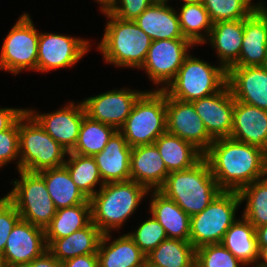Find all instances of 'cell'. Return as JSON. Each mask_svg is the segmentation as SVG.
<instances>
[{
    "label": "cell",
    "mask_w": 267,
    "mask_h": 267,
    "mask_svg": "<svg viewBox=\"0 0 267 267\" xmlns=\"http://www.w3.org/2000/svg\"><path fill=\"white\" fill-rule=\"evenodd\" d=\"M258 248H259V257L256 267H267V246Z\"/></svg>",
    "instance_id": "47"
},
{
    "label": "cell",
    "mask_w": 267,
    "mask_h": 267,
    "mask_svg": "<svg viewBox=\"0 0 267 267\" xmlns=\"http://www.w3.org/2000/svg\"><path fill=\"white\" fill-rule=\"evenodd\" d=\"M21 219L16 207L5 197L0 198V255H3L7 238Z\"/></svg>",
    "instance_id": "41"
},
{
    "label": "cell",
    "mask_w": 267,
    "mask_h": 267,
    "mask_svg": "<svg viewBox=\"0 0 267 267\" xmlns=\"http://www.w3.org/2000/svg\"><path fill=\"white\" fill-rule=\"evenodd\" d=\"M244 37V19L222 21L212 24L211 32L203 44L217 52L220 65L228 71L239 59Z\"/></svg>",
    "instance_id": "23"
},
{
    "label": "cell",
    "mask_w": 267,
    "mask_h": 267,
    "mask_svg": "<svg viewBox=\"0 0 267 267\" xmlns=\"http://www.w3.org/2000/svg\"><path fill=\"white\" fill-rule=\"evenodd\" d=\"M240 204L238 191L222 190L202 212L191 216L189 241L194 248L221 243L226 231L237 220Z\"/></svg>",
    "instance_id": "8"
},
{
    "label": "cell",
    "mask_w": 267,
    "mask_h": 267,
    "mask_svg": "<svg viewBox=\"0 0 267 267\" xmlns=\"http://www.w3.org/2000/svg\"><path fill=\"white\" fill-rule=\"evenodd\" d=\"M253 0H202L212 23L247 18L256 8Z\"/></svg>",
    "instance_id": "37"
},
{
    "label": "cell",
    "mask_w": 267,
    "mask_h": 267,
    "mask_svg": "<svg viewBox=\"0 0 267 267\" xmlns=\"http://www.w3.org/2000/svg\"><path fill=\"white\" fill-rule=\"evenodd\" d=\"M0 70L14 75L24 70L37 71L39 32L28 13H23L3 38Z\"/></svg>",
    "instance_id": "10"
},
{
    "label": "cell",
    "mask_w": 267,
    "mask_h": 267,
    "mask_svg": "<svg viewBox=\"0 0 267 267\" xmlns=\"http://www.w3.org/2000/svg\"><path fill=\"white\" fill-rule=\"evenodd\" d=\"M134 22L152 41L184 38L176 9L166 3H152Z\"/></svg>",
    "instance_id": "25"
},
{
    "label": "cell",
    "mask_w": 267,
    "mask_h": 267,
    "mask_svg": "<svg viewBox=\"0 0 267 267\" xmlns=\"http://www.w3.org/2000/svg\"><path fill=\"white\" fill-rule=\"evenodd\" d=\"M240 201H246L242 216L255 228L267 224V175L244 186L239 191Z\"/></svg>",
    "instance_id": "36"
},
{
    "label": "cell",
    "mask_w": 267,
    "mask_h": 267,
    "mask_svg": "<svg viewBox=\"0 0 267 267\" xmlns=\"http://www.w3.org/2000/svg\"><path fill=\"white\" fill-rule=\"evenodd\" d=\"M128 235L145 255L168 238L162 225L153 216L143 221L133 232H128Z\"/></svg>",
    "instance_id": "38"
},
{
    "label": "cell",
    "mask_w": 267,
    "mask_h": 267,
    "mask_svg": "<svg viewBox=\"0 0 267 267\" xmlns=\"http://www.w3.org/2000/svg\"><path fill=\"white\" fill-rule=\"evenodd\" d=\"M196 261L202 267H244L245 265L221 243L197 248Z\"/></svg>",
    "instance_id": "39"
},
{
    "label": "cell",
    "mask_w": 267,
    "mask_h": 267,
    "mask_svg": "<svg viewBox=\"0 0 267 267\" xmlns=\"http://www.w3.org/2000/svg\"><path fill=\"white\" fill-rule=\"evenodd\" d=\"M25 111L22 108H0V132L9 129Z\"/></svg>",
    "instance_id": "43"
},
{
    "label": "cell",
    "mask_w": 267,
    "mask_h": 267,
    "mask_svg": "<svg viewBox=\"0 0 267 267\" xmlns=\"http://www.w3.org/2000/svg\"><path fill=\"white\" fill-rule=\"evenodd\" d=\"M119 131L130 147L153 144L167 131L166 92L145 91Z\"/></svg>",
    "instance_id": "6"
},
{
    "label": "cell",
    "mask_w": 267,
    "mask_h": 267,
    "mask_svg": "<svg viewBox=\"0 0 267 267\" xmlns=\"http://www.w3.org/2000/svg\"><path fill=\"white\" fill-rule=\"evenodd\" d=\"M168 175L169 172L154 143L132 147L130 180L145 186L148 190H159Z\"/></svg>",
    "instance_id": "20"
},
{
    "label": "cell",
    "mask_w": 267,
    "mask_h": 267,
    "mask_svg": "<svg viewBox=\"0 0 267 267\" xmlns=\"http://www.w3.org/2000/svg\"><path fill=\"white\" fill-rule=\"evenodd\" d=\"M184 3L202 2V0H182Z\"/></svg>",
    "instance_id": "51"
},
{
    "label": "cell",
    "mask_w": 267,
    "mask_h": 267,
    "mask_svg": "<svg viewBox=\"0 0 267 267\" xmlns=\"http://www.w3.org/2000/svg\"><path fill=\"white\" fill-rule=\"evenodd\" d=\"M61 267H99L97 254L76 256L61 262Z\"/></svg>",
    "instance_id": "44"
},
{
    "label": "cell",
    "mask_w": 267,
    "mask_h": 267,
    "mask_svg": "<svg viewBox=\"0 0 267 267\" xmlns=\"http://www.w3.org/2000/svg\"><path fill=\"white\" fill-rule=\"evenodd\" d=\"M192 104L213 139L230 137L235 100L228 84L219 92L192 101Z\"/></svg>",
    "instance_id": "17"
},
{
    "label": "cell",
    "mask_w": 267,
    "mask_h": 267,
    "mask_svg": "<svg viewBox=\"0 0 267 267\" xmlns=\"http://www.w3.org/2000/svg\"><path fill=\"white\" fill-rule=\"evenodd\" d=\"M227 84L234 100L267 111V70L263 66L231 67Z\"/></svg>",
    "instance_id": "18"
},
{
    "label": "cell",
    "mask_w": 267,
    "mask_h": 267,
    "mask_svg": "<svg viewBox=\"0 0 267 267\" xmlns=\"http://www.w3.org/2000/svg\"><path fill=\"white\" fill-rule=\"evenodd\" d=\"M267 55V24L254 10L244 19V37L238 61L232 67L263 66Z\"/></svg>",
    "instance_id": "26"
},
{
    "label": "cell",
    "mask_w": 267,
    "mask_h": 267,
    "mask_svg": "<svg viewBox=\"0 0 267 267\" xmlns=\"http://www.w3.org/2000/svg\"><path fill=\"white\" fill-rule=\"evenodd\" d=\"M14 160H17L19 171V119L9 129L0 132V168Z\"/></svg>",
    "instance_id": "40"
},
{
    "label": "cell",
    "mask_w": 267,
    "mask_h": 267,
    "mask_svg": "<svg viewBox=\"0 0 267 267\" xmlns=\"http://www.w3.org/2000/svg\"><path fill=\"white\" fill-rule=\"evenodd\" d=\"M204 158L225 191H239L267 175V153L230 137L214 139Z\"/></svg>",
    "instance_id": "1"
},
{
    "label": "cell",
    "mask_w": 267,
    "mask_h": 267,
    "mask_svg": "<svg viewBox=\"0 0 267 267\" xmlns=\"http://www.w3.org/2000/svg\"><path fill=\"white\" fill-rule=\"evenodd\" d=\"M112 233L103 234L97 257L99 267H144L146 255L127 234L112 240ZM112 240L111 242H109Z\"/></svg>",
    "instance_id": "22"
},
{
    "label": "cell",
    "mask_w": 267,
    "mask_h": 267,
    "mask_svg": "<svg viewBox=\"0 0 267 267\" xmlns=\"http://www.w3.org/2000/svg\"><path fill=\"white\" fill-rule=\"evenodd\" d=\"M230 138L267 153V111L235 100Z\"/></svg>",
    "instance_id": "19"
},
{
    "label": "cell",
    "mask_w": 267,
    "mask_h": 267,
    "mask_svg": "<svg viewBox=\"0 0 267 267\" xmlns=\"http://www.w3.org/2000/svg\"><path fill=\"white\" fill-rule=\"evenodd\" d=\"M146 195L149 190L133 180L106 183L89 199L91 220L103 234L118 230Z\"/></svg>",
    "instance_id": "3"
},
{
    "label": "cell",
    "mask_w": 267,
    "mask_h": 267,
    "mask_svg": "<svg viewBox=\"0 0 267 267\" xmlns=\"http://www.w3.org/2000/svg\"><path fill=\"white\" fill-rule=\"evenodd\" d=\"M116 131L117 129L111 125L91 120L85 116L75 147L70 153L93 157L104 149Z\"/></svg>",
    "instance_id": "34"
},
{
    "label": "cell",
    "mask_w": 267,
    "mask_h": 267,
    "mask_svg": "<svg viewBox=\"0 0 267 267\" xmlns=\"http://www.w3.org/2000/svg\"><path fill=\"white\" fill-rule=\"evenodd\" d=\"M90 202L58 209L51 223L45 228L46 243L69 236L91 222Z\"/></svg>",
    "instance_id": "32"
},
{
    "label": "cell",
    "mask_w": 267,
    "mask_h": 267,
    "mask_svg": "<svg viewBox=\"0 0 267 267\" xmlns=\"http://www.w3.org/2000/svg\"><path fill=\"white\" fill-rule=\"evenodd\" d=\"M16 267H61V262L47 249L32 262L21 264Z\"/></svg>",
    "instance_id": "45"
},
{
    "label": "cell",
    "mask_w": 267,
    "mask_h": 267,
    "mask_svg": "<svg viewBox=\"0 0 267 267\" xmlns=\"http://www.w3.org/2000/svg\"><path fill=\"white\" fill-rule=\"evenodd\" d=\"M258 247L267 246V224L256 228Z\"/></svg>",
    "instance_id": "46"
},
{
    "label": "cell",
    "mask_w": 267,
    "mask_h": 267,
    "mask_svg": "<svg viewBox=\"0 0 267 267\" xmlns=\"http://www.w3.org/2000/svg\"><path fill=\"white\" fill-rule=\"evenodd\" d=\"M149 193H152L149 212L162 225L167 237L189 241L190 216L159 190H149Z\"/></svg>",
    "instance_id": "24"
},
{
    "label": "cell",
    "mask_w": 267,
    "mask_h": 267,
    "mask_svg": "<svg viewBox=\"0 0 267 267\" xmlns=\"http://www.w3.org/2000/svg\"><path fill=\"white\" fill-rule=\"evenodd\" d=\"M68 159L64 163L72 181L79 190L90 199L98 191L95 190L96 185H100V189L104 186V182L99 173L97 163L93 157L82 156L76 153L67 154Z\"/></svg>",
    "instance_id": "35"
},
{
    "label": "cell",
    "mask_w": 267,
    "mask_h": 267,
    "mask_svg": "<svg viewBox=\"0 0 267 267\" xmlns=\"http://www.w3.org/2000/svg\"><path fill=\"white\" fill-rule=\"evenodd\" d=\"M131 150L123 134L117 130L104 149L93 156L104 184L130 180Z\"/></svg>",
    "instance_id": "21"
},
{
    "label": "cell",
    "mask_w": 267,
    "mask_h": 267,
    "mask_svg": "<svg viewBox=\"0 0 267 267\" xmlns=\"http://www.w3.org/2000/svg\"><path fill=\"white\" fill-rule=\"evenodd\" d=\"M193 46L195 47L187 38L162 39L151 42L146 60L140 69L147 72L148 78L155 86L162 85L155 90H165L174 80L185 58L190 54L188 51Z\"/></svg>",
    "instance_id": "11"
},
{
    "label": "cell",
    "mask_w": 267,
    "mask_h": 267,
    "mask_svg": "<svg viewBox=\"0 0 267 267\" xmlns=\"http://www.w3.org/2000/svg\"><path fill=\"white\" fill-rule=\"evenodd\" d=\"M152 3L151 0H113L106 11L120 19L134 21Z\"/></svg>",
    "instance_id": "42"
},
{
    "label": "cell",
    "mask_w": 267,
    "mask_h": 267,
    "mask_svg": "<svg viewBox=\"0 0 267 267\" xmlns=\"http://www.w3.org/2000/svg\"><path fill=\"white\" fill-rule=\"evenodd\" d=\"M190 267H202L197 261H195Z\"/></svg>",
    "instance_id": "53"
},
{
    "label": "cell",
    "mask_w": 267,
    "mask_h": 267,
    "mask_svg": "<svg viewBox=\"0 0 267 267\" xmlns=\"http://www.w3.org/2000/svg\"><path fill=\"white\" fill-rule=\"evenodd\" d=\"M67 152H70L78 139L83 118L86 116L82 103L71 101L66 106L50 113H38L35 109H26Z\"/></svg>",
    "instance_id": "16"
},
{
    "label": "cell",
    "mask_w": 267,
    "mask_h": 267,
    "mask_svg": "<svg viewBox=\"0 0 267 267\" xmlns=\"http://www.w3.org/2000/svg\"><path fill=\"white\" fill-rule=\"evenodd\" d=\"M260 3H256V8L255 10L264 18L266 24H267V7L264 6V4L259 1Z\"/></svg>",
    "instance_id": "48"
},
{
    "label": "cell",
    "mask_w": 267,
    "mask_h": 267,
    "mask_svg": "<svg viewBox=\"0 0 267 267\" xmlns=\"http://www.w3.org/2000/svg\"><path fill=\"white\" fill-rule=\"evenodd\" d=\"M101 13L109 20L97 46L105 62L139 70L146 60L151 38L134 21L120 19L106 10Z\"/></svg>",
    "instance_id": "2"
},
{
    "label": "cell",
    "mask_w": 267,
    "mask_h": 267,
    "mask_svg": "<svg viewBox=\"0 0 267 267\" xmlns=\"http://www.w3.org/2000/svg\"><path fill=\"white\" fill-rule=\"evenodd\" d=\"M67 154L27 110L20 116V170L40 172L63 166Z\"/></svg>",
    "instance_id": "5"
},
{
    "label": "cell",
    "mask_w": 267,
    "mask_h": 267,
    "mask_svg": "<svg viewBox=\"0 0 267 267\" xmlns=\"http://www.w3.org/2000/svg\"><path fill=\"white\" fill-rule=\"evenodd\" d=\"M0 267H6L3 261V257L0 255Z\"/></svg>",
    "instance_id": "52"
},
{
    "label": "cell",
    "mask_w": 267,
    "mask_h": 267,
    "mask_svg": "<svg viewBox=\"0 0 267 267\" xmlns=\"http://www.w3.org/2000/svg\"><path fill=\"white\" fill-rule=\"evenodd\" d=\"M145 91L122 88L100 93L82 101L86 116L104 124L111 125L119 130L138 98Z\"/></svg>",
    "instance_id": "13"
},
{
    "label": "cell",
    "mask_w": 267,
    "mask_h": 267,
    "mask_svg": "<svg viewBox=\"0 0 267 267\" xmlns=\"http://www.w3.org/2000/svg\"><path fill=\"white\" fill-rule=\"evenodd\" d=\"M263 67L267 70V55H266V59H265V62L263 64Z\"/></svg>",
    "instance_id": "54"
},
{
    "label": "cell",
    "mask_w": 267,
    "mask_h": 267,
    "mask_svg": "<svg viewBox=\"0 0 267 267\" xmlns=\"http://www.w3.org/2000/svg\"><path fill=\"white\" fill-rule=\"evenodd\" d=\"M38 173L44 178L47 191L57 210L90 202L72 181L64 165L57 168L45 169Z\"/></svg>",
    "instance_id": "30"
},
{
    "label": "cell",
    "mask_w": 267,
    "mask_h": 267,
    "mask_svg": "<svg viewBox=\"0 0 267 267\" xmlns=\"http://www.w3.org/2000/svg\"><path fill=\"white\" fill-rule=\"evenodd\" d=\"M227 84V71L219 64L188 55L174 80L164 90L170 97L192 102L219 92Z\"/></svg>",
    "instance_id": "7"
},
{
    "label": "cell",
    "mask_w": 267,
    "mask_h": 267,
    "mask_svg": "<svg viewBox=\"0 0 267 267\" xmlns=\"http://www.w3.org/2000/svg\"><path fill=\"white\" fill-rule=\"evenodd\" d=\"M196 261V249L190 241L167 238L146 255L147 267H190Z\"/></svg>",
    "instance_id": "31"
},
{
    "label": "cell",
    "mask_w": 267,
    "mask_h": 267,
    "mask_svg": "<svg viewBox=\"0 0 267 267\" xmlns=\"http://www.w3.org/2000/svg\"><path fill=\"white\" fill-rule=\"evenodd\" d=\"M226 231L221 244L245 266L255 264L259 257L256 228L243 216Z\"/></svg>",
    "instance_id": "29"
},
{
    "label": "cell",
    "mask_w": 267,
    "mask_h": 267,
    "mask_svg": "<svg viewBox=\"0 0 267 267\" xmlns=\"http://www.w3.org/2000/svg\"><path fill=\"white\" fill-rule=\"evenodd\" d=\"M48 249L45 229L20 219L7 238L3 251L6 267L32 262Z\"/></svg>",
    "instance_id": "15"
},
{
    "label": "cell",
    "mask_w": 267,
    "mask_h": 267,
    "mask_svg": "<svg viewBox=\"0 0 267 267\" xmlns=\"http://www.w3.org/2000/svg\"><path fill=\"white\" fill-rule=\"evenodd\" d=\"M166 119L167 132L191 143L203 154L214 141L192 102L174 99L166 93Z\"/></svg>",
    "instance_id": "14"
},
{
    "label": "cell",
    "mask_w": 267,
    "mask_h": 267,
    "mask_svg": "<svg viewBox=\"0 0 267 267\" xmlns=\"http://www.w3.org/2000/svg\"><path fill=\"white\" fill-rule=\"evenodd\" d=\"M154 144L169 173L191 168L204 157L194 145L167 131Z\"/></svg>",
    "instance_id": "28"
},
{
    "label": "cell",
    "mask_w": 267,
    "mask_h": 267,
    "mask_svg": "<svg viewBox=\"0 0 267 267\" xmlns=\"http://www.w3.org/2000/svg\"><path fill=\"white\" fill-rule=\"evenodd\" d=\"M153 3H166L169 1V0H151Z\"/></svg>",
    "instance_id": "50"
},
{
    "label": "cell",
    "mask_w": 267,
    "mask_h": 267,
    "mask_svg": "<svg viewBox=\"0 0 267 267\" xmlns=\"http://www.w3.org/2000/svg\"><path fill=\"white\" fill-rule=\"evenodd\" d=\"M103 233L91 221L86 227L79 229L69 236L54 239L48 250L59 262L80 255L97 254Z\"/></svg>",
    "instance_id": "27"
},
{
    "label": "cell",
    "mask_w": 267,
    "mask_h": 267,
    "mask_svg": "<svg viewBox=\"0 0 267 267\" xmlns=\"http://www.w3.org/2000/svg\"><path fill=\"white\" fill-rule=\"evenodd\" d=\"M159 191L191 217L202 212L222 189L203 157L191 168L169 173Z\"/></svg>",
    "instance_id": "4"
},
{
    "label": "cell",
    "mask_w": 267,
    "mask_h": 267,
    "mask_svg": "<svg viewBox=\"0 0 267 267\" xmlns=\"http://www.w3.org/2000/svg\"><path fill=\"white\" fill-rule=\"evenodd\" d=\"M177 13L181 32L184 38L194 45L203 44L209 36L212 21L205 6L201 2L183 3ZM204 31V34H202ZM207 36V37H206Z\"/></svg>",
    "instance_id": "33"
},
{
    "label": "cell",
    "mask_w": 267,
    "mask_h": 267,
    "mask_svg": "<svg viewBox=\"0 0 267 267\" xmlns=\"http://www.w3.org/2000/svg\"><path fill=\"white\" fill-rule=\"evenodd\" d=\"M95 1L98 2V4H100V10L104 11L109 8L113 0H95Z\"/></svg>",
    "instance_id": "49"
},
{
    "label": "cell",
    "mask_w": 267,
    "mask_h": 267,
    "mask_svg": "<svg viewBox=\"0 0 267 267\" xmlns=\"http://www.w3.org/2000/svg\"><path fill=\"white\" fill-rule=\"evenodd\" d=\"M20 179L5 197L16 207L22 220L45 229L57 211L47 191L44 178L38 172L19 170Z\"/></svg>",
    "instance_id": "9"
},
{
    "label": "cell",
    "mask_w": 267,
    "mask_h": 267,
    "mask_svg": "<svg viewBox=\"0 0 267 267\" xmlns=\"http://www.w3.org/2000/svg\"><path fill=\"white\" fill-rule=\"evenodd\" d=\"M90 41L63 34L39 32L37 71L74 66L88 51Z\"/></svg>",
    "instance_id": "12"
}]
</instances>
